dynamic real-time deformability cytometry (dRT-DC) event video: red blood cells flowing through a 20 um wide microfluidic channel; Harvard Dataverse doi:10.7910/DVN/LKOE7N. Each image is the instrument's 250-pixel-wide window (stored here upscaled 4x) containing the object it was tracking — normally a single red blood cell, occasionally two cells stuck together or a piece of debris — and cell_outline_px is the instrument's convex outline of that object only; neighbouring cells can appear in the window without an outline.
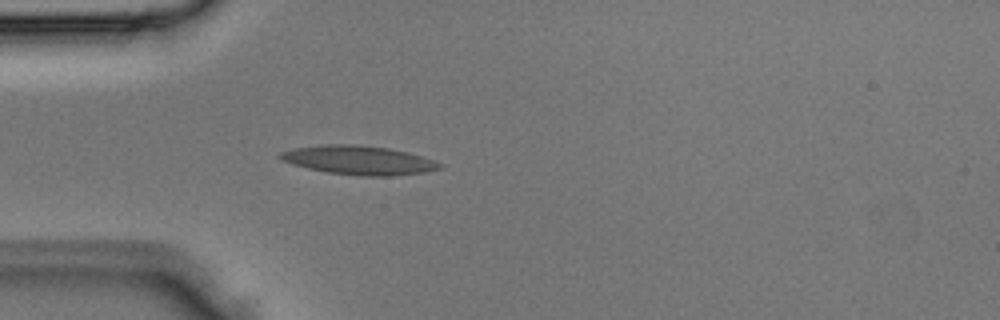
{"species": "Egyptian fruit bat (a non-hibernating species)", "species_latin": "Rousettus aegyptiacus", "temperature_condition": "room temperature", "stored_images_in_passage": 1, "camera_frame_rate_fps": 3000, "um_per_image_px": 0.085, "animal": {"sex": "male"}, "frame": {"image": 1, "passage_image": 1, "time_ms": 0.0, "image_size_px": [1000, 320], "cell_outline_px": [[444, 164], [440, 168], [424, 172], [388, 176], [360, 176], [328, 172], [308, 168], [292, 164], [280, 160], [276, 156], [280, 152], [296, 148], [320, 144], [356, 144], [388, 148], [408, 152]], "centroid_in_image_um": [30.44, 13.6], "position_along_channel_um": 54.6, "area_um2": 26.82}}